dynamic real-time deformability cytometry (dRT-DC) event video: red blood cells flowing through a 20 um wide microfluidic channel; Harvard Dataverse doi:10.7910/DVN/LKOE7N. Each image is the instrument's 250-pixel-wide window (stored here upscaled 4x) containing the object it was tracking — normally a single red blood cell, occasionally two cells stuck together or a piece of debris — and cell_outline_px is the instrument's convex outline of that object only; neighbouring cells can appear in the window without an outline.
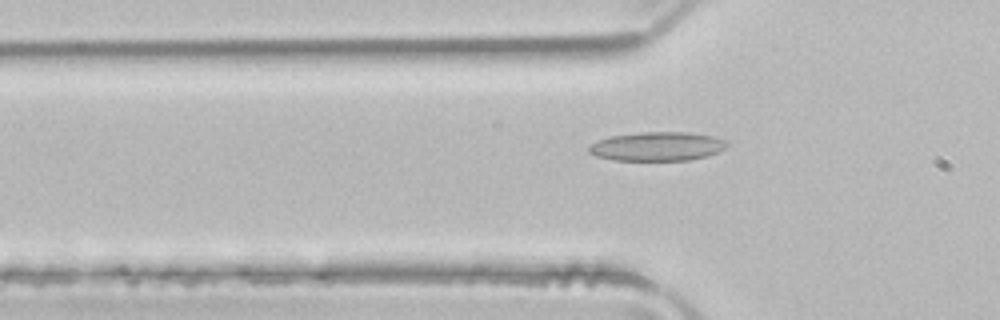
{"species": "common noctule bat (a hibernating species)", "species_latin": "Nyctalus noctula", "temperature_condition": "room temperature", "stored_images_in_passage": 50, "camera_frame_rate_fps": 3000, "um_per_image_px": 0.085, "animal": {"sex": "male", "body_mass_g": 21.5, "forearm_length_mm": 52.0}, "frame": {"image": 1, "passage_image": 16, "time_ms": 5.0, "image_size_px": [1000, 320], "cell_outline_px": [[728, 144], [724, 148], [708, 156], [688, 160], [612, 160], [596, 156], [588, 152], [588, 144], [608, 136], [640, 132], [688, 132], [712, 136], [724, 140]], "centroid_in_image_um": [55.8, 12.44], "position_along_channel_um": 70.0, "area_um2": 23.35}}
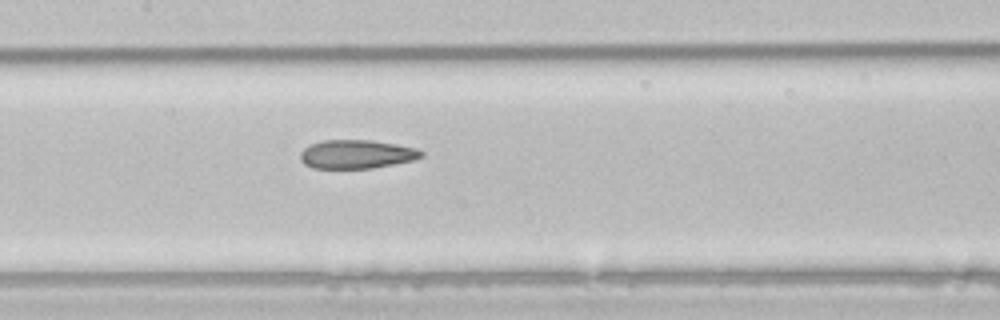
{"frame": {"image": 2, "passage_image": 24, "time_ms": 7.667, "image_size_px": [1000, 320], "cell_outline_px": [[424, 156], [412, 160], [372, 168], [312, 168], [304, 164], [300, 160], [300, 152], [304, 148], [312, 144], [324, 140], [372, 140], [416, 148], [424, 152]], "centroid_in_image_um": [30.29, 13.11], "position_along_channel_um": 177.1, "area_um2": 20.11}}
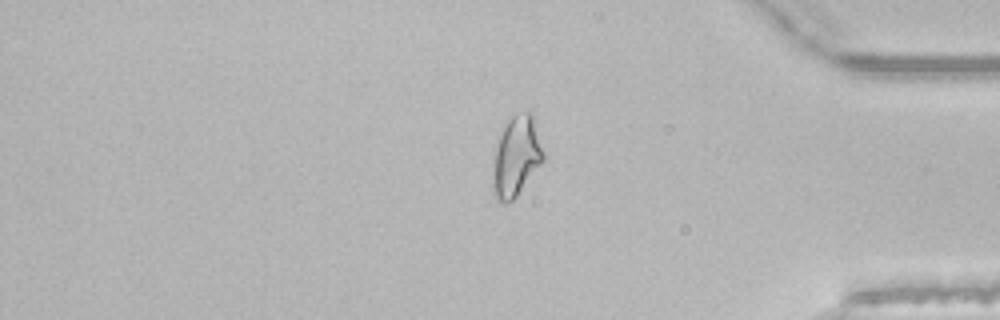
{"frame": {"image": 3, "passage_image": 42, "time_ms": 13.667, "image_size_px": [1000, 320], "cell_outline_px": [[544, 160], [516, 196], [512, 200], [504, 204], [496, 200], [492, 192], [492, 176], [496, 148], [504, 120], [512, 116], [524, 112], [532, 112], [544, 152]], "centroid_in_image_um": [43.87, 13.29], "position_along_channel_um": 391.3, "area_um2": 23.7}, "authors_computed_cell_mechanics": {"area_um2": 22.4264, "velocity_mm_per_s": 3.9911, "shape_relaxation_time_tau1_ms": null, "shape_relaxation_time_tau2_ms": 2.9704, "deformation_change_tau1": null, "deformation_change_tau2": 0.1057}}